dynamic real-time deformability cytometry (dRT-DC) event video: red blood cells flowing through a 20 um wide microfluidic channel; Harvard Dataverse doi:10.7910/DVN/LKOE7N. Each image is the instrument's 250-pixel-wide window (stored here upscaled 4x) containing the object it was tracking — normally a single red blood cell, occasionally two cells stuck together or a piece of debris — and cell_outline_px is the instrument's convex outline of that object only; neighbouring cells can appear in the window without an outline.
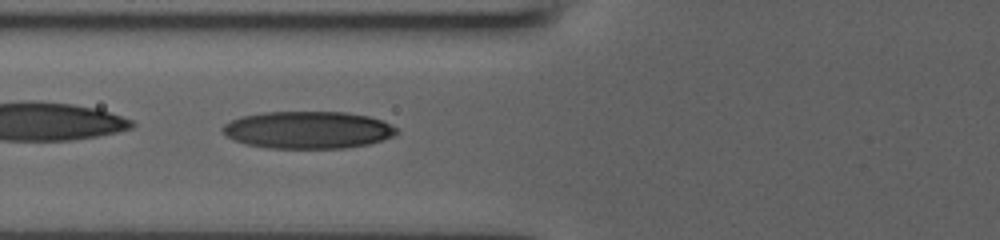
{"species": "human", "species_latin": "Homo sapiens", "temperature_condition": "room temperature", "stored_images_in_passage": 52, "camera_frame_rate_fps": 3000, "um_per_image_px": 0.085, "donor": {"sex": "male"}, "frame": {"image": 1, "passage_image": 22, "time_ms": 7.0, "image_size_px": [1000, 240], "cell_outline_px": [[396, 132], [392, 136], [368, 144], [344, 148], [268, 148], [244, 144], [232, 140], [220, 128], [224, 124], [240, 116], [264, 112], [344, 112], [368, 116], [380, 120], [396, 128]], "centroid_in_image_um": [26.1, 11.04], "position_along_channel_um": 99.7, "area_um2": 37.63}}
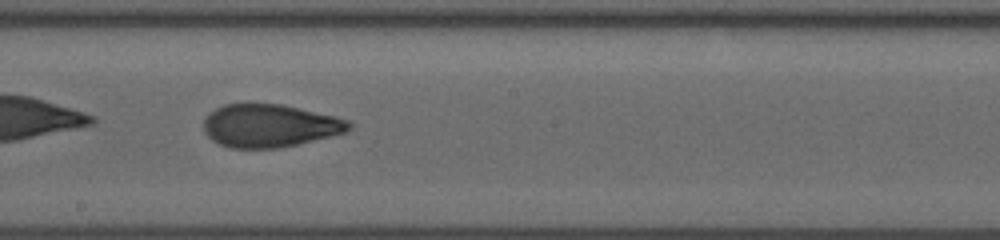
{"frame": {"image": 2, "passage_image": 31, "time_ms": 10.0, "image_size_px": [1000, 240], "cell_outline_px": [[352, 128], [344, 132], [296, 144], [276, 148], [232, 148], [220, 144], [212, 140], [204, 132], [204, 120], [216, 108], [224, 104], [280, 104], [336, 116], [348, 120], [352, 124]], "centroid_in_image_um": [22.91, 10.68], "position_along_channel_um": 225.3, "area_um2": 35.89}}
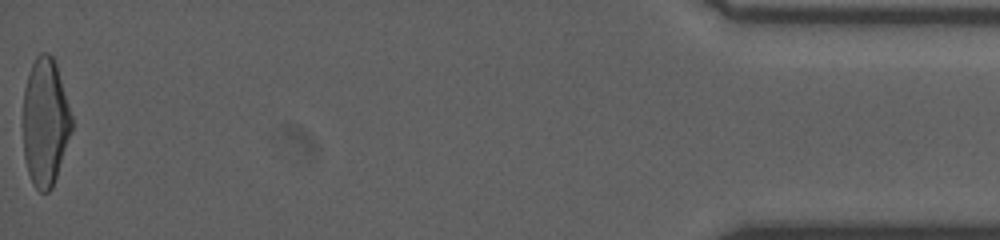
{"frame": {"image": 3, "passage_image": 52, "time_ms": 17.0, "image_size_px": [1000, 240], "cell_outline_px": [[72, 128], [52, 188], [48, 192], [40, 192], [32, 184], [28, 172], [24, 156], [24, 88], [32, 64], [36, 56], [40, 52], [48, 52], [52, 56], [56, 64], [72, 116]], "centroid_in_image_um": [3.84, 10.37], "position_along_channel_um": 431.4, "area_um2": 35.78}}